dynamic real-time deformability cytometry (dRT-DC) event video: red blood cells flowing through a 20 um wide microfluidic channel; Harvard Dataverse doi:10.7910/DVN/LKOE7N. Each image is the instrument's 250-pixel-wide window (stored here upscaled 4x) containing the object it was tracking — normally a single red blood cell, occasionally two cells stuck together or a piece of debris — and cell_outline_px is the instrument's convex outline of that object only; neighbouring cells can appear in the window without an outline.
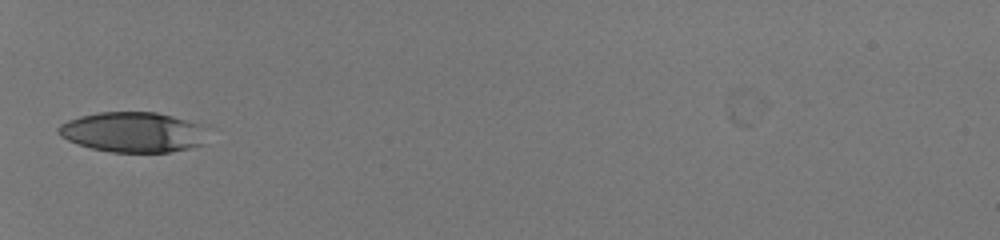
{"species": "human", "species_latin": "Homo sapiens", "temperature_condition": "room temperature", "stored_images_in_passage": 3, "camera_frame_rate_fps": 3000, "um_per_image_px": 0.085, "donor": {"sex": "male"}, "frame": {"image": 1, "passage_image": 1, "time_ms": 0.0, "image_size_px": [1000, 240], "cell_outline_px": [[200, 144], [192, 148], [168, 152], [112, 152], [92, 148], [68, 140], [60, 136], [56, 132], [56, 128], [60, 124], [68, 120], [80, 116], [100, 112], [156, 112], [172, 116], [196, 124]], "centroid_in_image_um": [11.12, 11.23], "position_along_channel_um": 73.9, "area_um2": 33.87}}